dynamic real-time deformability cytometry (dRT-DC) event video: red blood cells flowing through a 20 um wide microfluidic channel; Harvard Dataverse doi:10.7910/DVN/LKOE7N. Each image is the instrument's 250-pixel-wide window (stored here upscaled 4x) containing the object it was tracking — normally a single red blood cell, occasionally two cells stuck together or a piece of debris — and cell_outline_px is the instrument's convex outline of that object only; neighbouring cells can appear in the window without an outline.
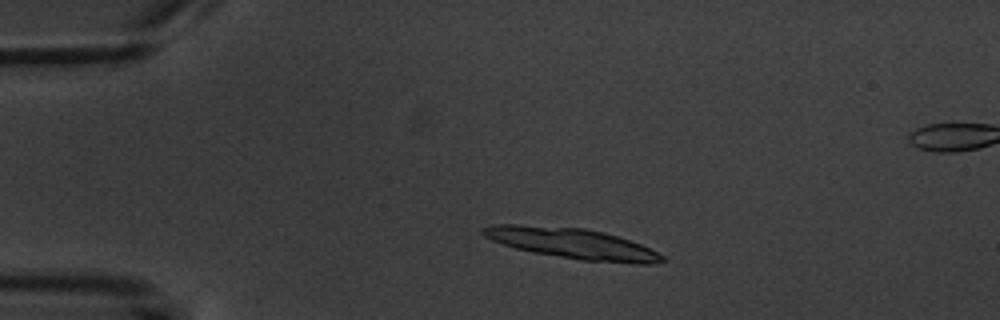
{"species": "common noctule bat (a hibernating species)", "species_latin": "Nyctalus noctula", "temperature_condition": "warm", "stored_images_in_passage": 5, "camera_frame_rate_fps": 3000, "um_per_image_px": 0.085, "animal": {"sex": "male", "body_mass_g": 20.1, "forearm_length_mm": 53.5}, "frame": {"image": 1, "passage_image": 3, "time_ms": 2.333, "image_size_px": [1000, 320], "cell_outline_px": [[664, 260], [652, 264], [640, 264], [580, 260], [532, 252], [516, 248], [492, 240], [484, 236], [480, 232], [480, 228], [492, 224], [520, 224], [584, 228], [604, 232], [640, 244], [664, 256]], "centroid_in_image_um": [48.58, 20.68], "position_along_channel_um": 36.4, "area_um2": 31.79}}